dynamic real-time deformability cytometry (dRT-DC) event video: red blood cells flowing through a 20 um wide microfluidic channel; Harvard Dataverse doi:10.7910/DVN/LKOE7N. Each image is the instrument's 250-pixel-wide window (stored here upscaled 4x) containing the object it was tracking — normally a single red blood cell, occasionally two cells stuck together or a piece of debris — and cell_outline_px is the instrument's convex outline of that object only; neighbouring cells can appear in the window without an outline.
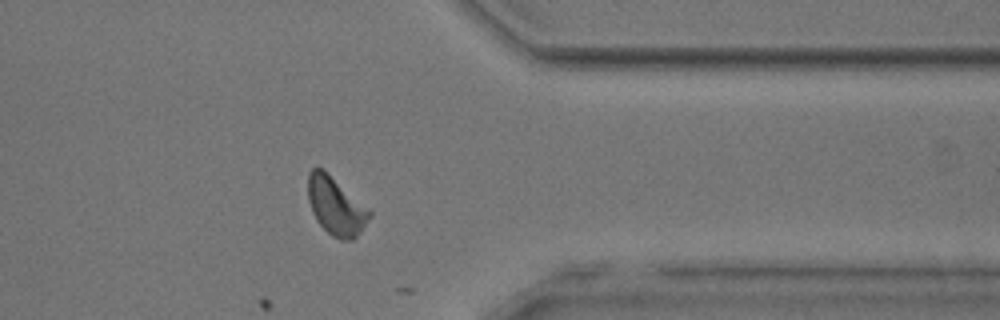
{"species": "common noctule bat (a hibernating species)", "species_latin": "Nyctalus noctula", "temperature_condition": "room temperature", "stored_images_in_passage": 13, "camera_frame_rate_fps": 3000, "um_per_image_px": 0.085, "animal": {"sex": "male", "body_mass_g": 17.9, "forearm_length_mm": 54.2}, "frame": {"image": 1, "passage_image": 11, "time_ms": 12.667, "image_size_px": [1000, 320], "cell_outline_px": [[372, 216], [360, 232], [352, 240], [340, 240], [332, 236], [316, 220], [312, 212], [308, 200], [308, 172], [312, 168], [320, 168], [368, 208], [372, 212]], "centroid_in_image_um": [28.54, 17.56], "position_along_channel_um": 382.9, "area_um2": 20.29}}
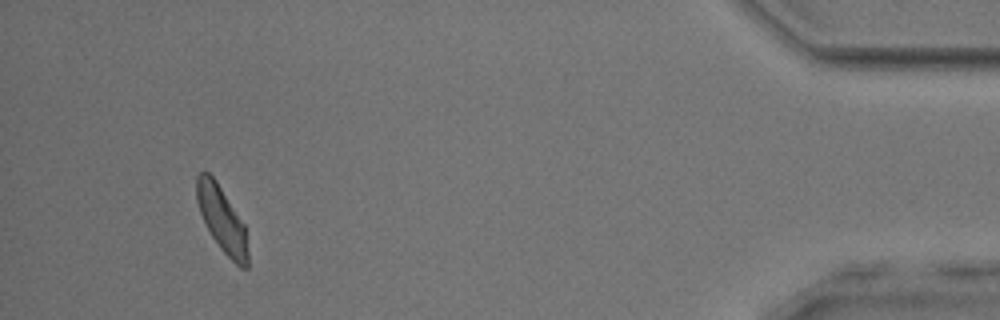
{"frame": {"image": 2, "passage_image": 13, "time_ms": 15.0, "image_size_px": [1000, 320], "cell_outline_px": [[248, 268], [240, 268], [220, 248], [212, 236], [200, 212], [196, 200], [196, 176], [200, 172], [208, 172], [216, 180], [244, 224], [248, 252]], "centroid_in_image_um": [18.86, 18.64], "position_along_channel_um": 416.3, "area_um2": 19.25}}